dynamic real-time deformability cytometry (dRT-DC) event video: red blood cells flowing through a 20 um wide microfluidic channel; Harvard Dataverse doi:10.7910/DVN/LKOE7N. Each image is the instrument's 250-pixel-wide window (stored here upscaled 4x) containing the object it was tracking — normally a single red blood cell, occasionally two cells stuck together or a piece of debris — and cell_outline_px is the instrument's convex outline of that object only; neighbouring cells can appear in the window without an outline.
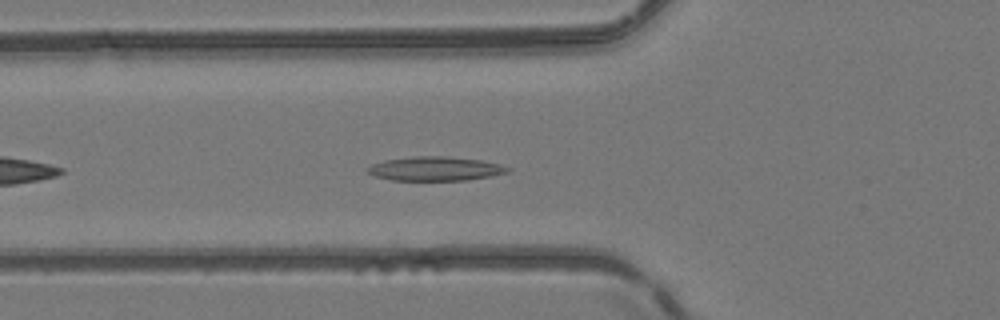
{"species": "common noctule bat (a hibernating species)", "species_latin": "Nyctalus noctula", "temperature_condition": "room temperature", "stored_images_in_passage": 10, "camera_frame_rate_fps": 3000, "um_per_image_px": 0.085, "animal": {"sex": "female", "body_mass_g": 24.6, "forearm_length_mm": 56.2}, "frame": {"image": 1, "passage_image": 6, "time_ms": 1.667, "image_size_px": [1000, 320], "cell_outline_px": [[512, 168], [508, 172], [492, 176], [468, 180], [392, 180], [376, 176], [364, 172], [364, 168], [372, 164], [384, 160], [412, 156], [444, 156], [480, 160], [500, 164]], "centroid_in_image_um": [36.96, 14.34], "position_along_channel_um": 88.8, "area_um2": 19.83}}